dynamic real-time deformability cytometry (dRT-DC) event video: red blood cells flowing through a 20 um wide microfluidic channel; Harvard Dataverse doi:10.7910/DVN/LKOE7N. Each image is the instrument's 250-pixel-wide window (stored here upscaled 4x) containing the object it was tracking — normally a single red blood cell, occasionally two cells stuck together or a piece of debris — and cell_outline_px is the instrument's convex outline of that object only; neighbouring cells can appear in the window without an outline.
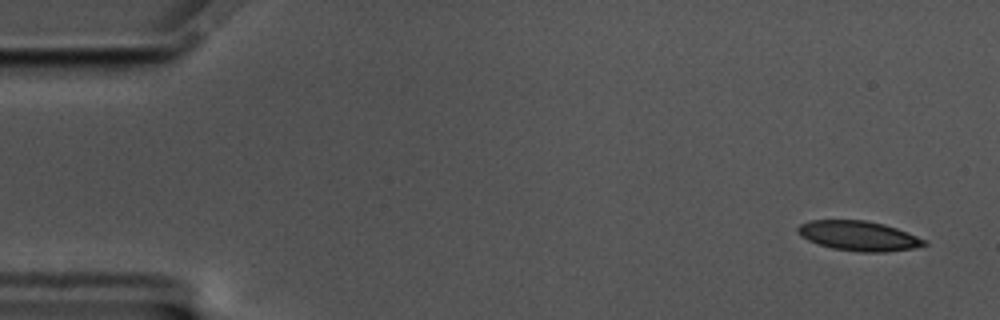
{"species": "common noctule bat (a hibernating species)", "species_latin": "Nyctalus noctula", "temperature_condition": "cold", "stored_images_in_passage": 55, "camera_frame_rate_fps": 3000, "um_per_image_px": 0.085, "animal": {"sex": "male", "body_mass_g": 17.5, "forearm_length_mm": 52.3}, "frame": {"image": 1, "passage_image": 1, "time_ms": 0.0, "image_size_px": [1000, 320], "cell_outline_px": [[928, 244], [912, 248], [884, 252], [860, 252], [832, 248], [808, 240], [800, 236], [796, 232], [796, 228], [800, 224], [808, 220], [864, 220], [884, 224], [896, 228], [928, 240]], "centroid_in_image_um": [72.97, 20.04], "position_along_channel_um": 12.0, "area_um2": 21.96}}
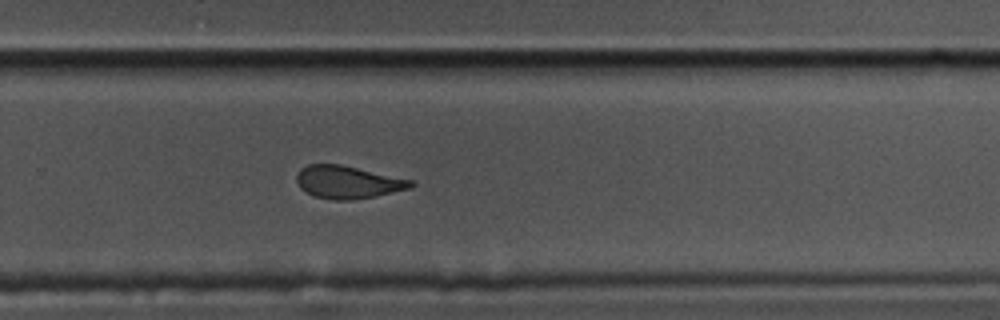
{"frame": {"image": 2, "passage_image": 36, "time_ms": 11.667, "image_size_px": [1000, 320], "cell_outline_px": [[416, 184], [412, 188], [376, 196], [352, 200], [332, 200], [316, 196], [300, 188], [296, 180], [296, 176], [300, 168], [308, 164], [340, 164], [412, 180]], "centroid_in_image_um": [29.57, 15.48], "position_along_channel_um": 300.2, "area_um2": 21.73}}
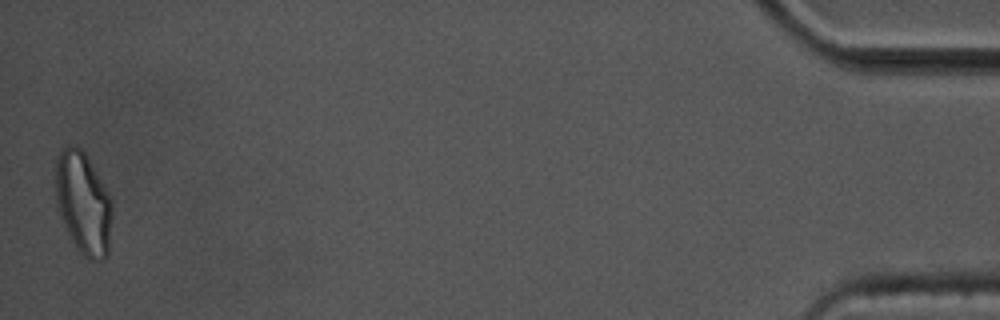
{"frame": {"image": 3, "passage_image": 55, "time_ms": 18.0, "image_size_px": [1000, 320], "cell_outline_px": [[112, 216], [108, 256], [104, 260], [88, 260], [76, 248], [68, 232], [60, 212], [56, 196], [56, 156], [60, 148], [68, 144], [76, 144], [84, 152], [112, 200]], "centroid_in_image_um": [7.09, 17.26], "position_along_channel_um": 428.1, "area_um2": 33.64}, "authors_computed_cell_mechanics": {"area_um2": 23.0622, "velocity_mm_per_s": 3.4844, "shape_relaxation_time_tau1_ms": 6.7497, "shape_relaxation_time_tau2_ms": 2.0771, "deformation_change_tau1": 0.1508, "deformation_change_tau2": 0.0811}}